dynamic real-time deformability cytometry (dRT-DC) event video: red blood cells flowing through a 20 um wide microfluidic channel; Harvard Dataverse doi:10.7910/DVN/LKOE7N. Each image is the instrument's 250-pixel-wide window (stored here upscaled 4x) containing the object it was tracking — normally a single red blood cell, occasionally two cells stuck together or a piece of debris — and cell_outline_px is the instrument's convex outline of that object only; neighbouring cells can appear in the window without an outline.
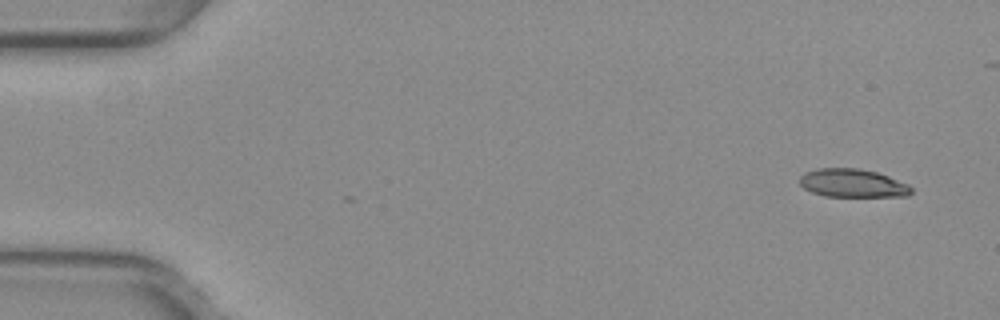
{"species": "common noctule bat (a hibernating species)", "species_latin": "Nyctalus noctula", "temperature_condition": "warm", "stored_images_in_passage": 47, "camera_frame_rate_fps": 3000, "um_per_image_px": 0.085, "animal": {"sex": "female", "body_mass_g": 29.2, "forearm_length_mm": 56.3}, "frame": {"image": 1, "passage_image": 1, "time_ms": 0.0, "image_size_px": [1000, 320], "cell_outline_px": [[912, 192], [908, 196], [824, 196], [812, 192], [804, 188], [800, 184], [800, 176], [804, 172], [816, 168], [860, 168], [876, 172], [888, 176], [908, 184], [912, 188]], "centroid_in_image_um": [72.45, 15.56], "position_along_channel_um": 12.5, "area_um2": 18.44}}
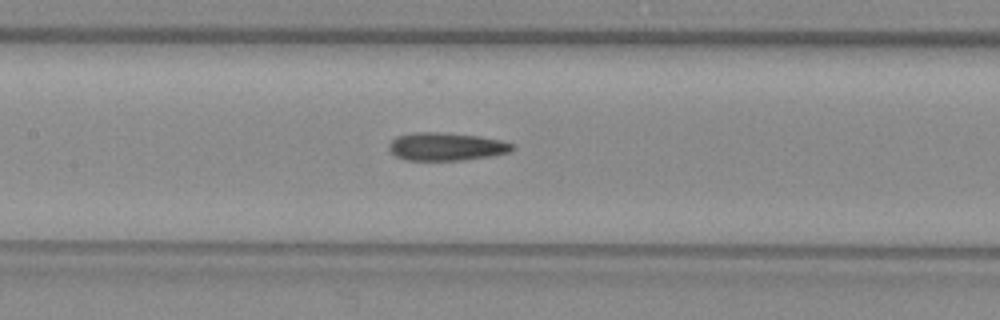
{"frame": {"image": 2, "passage_image": 23, "time_ms": 7.333, "image_size_px": [1000, 320], "cell_outline_px": [[516, 148], [508, 152], [488, 156], [464, 160], [404, 160], [396, 156], [388, 148], [388, 144], [396, 136], [416, 132], [436, 132], [476, 136], [500, 140], [512, 144]], "centroid_in_image_um": [37.88, 12.46], "position_along_channel_um": 169.5, "area_um2": 19.88}}
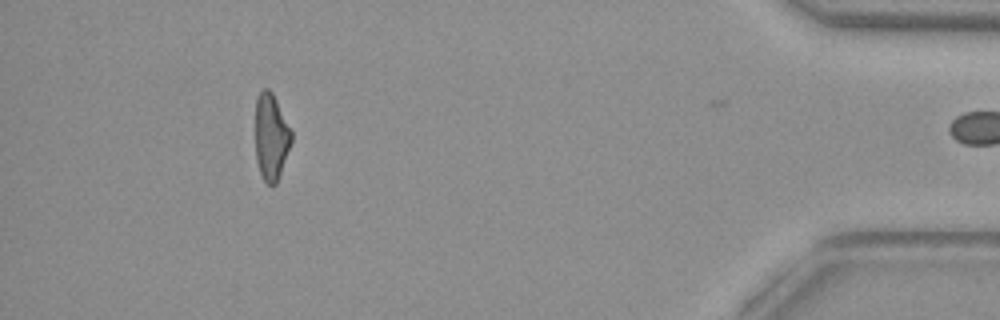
{"frame": {"image": 3, "passage_image": 46, "time_ms": 15.0, "image_size_px": [1000, 320], "cell_outline_px": [[292, 140], [276, 184], [272, 188], [264, 180], [260, 172], [256, 160], [256, 100], [260, 92], [264, 88], [268, 88], [272, 92], [292, 132]], "centroid_in_image_um": [23.04, 11.65], "position_along_channel_um": 412.2, "area_um2": 17.92}}